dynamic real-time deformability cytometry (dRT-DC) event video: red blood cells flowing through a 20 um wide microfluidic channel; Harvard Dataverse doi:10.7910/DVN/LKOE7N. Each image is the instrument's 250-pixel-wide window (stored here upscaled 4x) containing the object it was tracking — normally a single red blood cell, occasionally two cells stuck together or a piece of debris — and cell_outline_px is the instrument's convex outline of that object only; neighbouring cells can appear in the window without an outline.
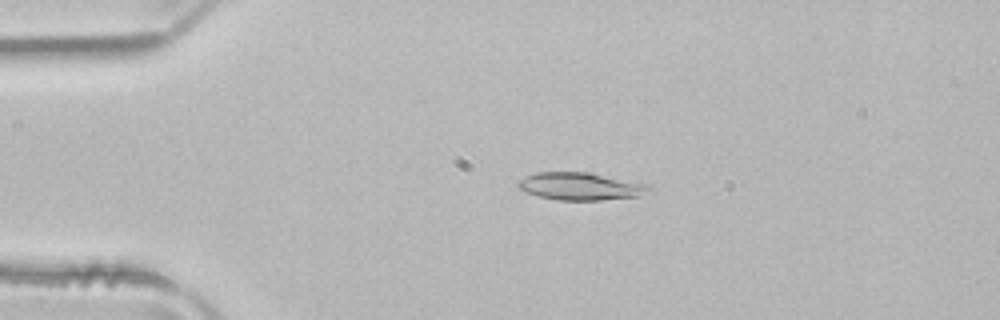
{"species": "common noctule bat (a hibernating species)", "species_latin": "Nyctalus noctula", "temperature_condition": "room temperature", "stored_images_in_passage": 50, "camera_frame_rate_fps": 3000, "um_per_image_px": 0.085, "animal": {"sex": "male", "body_mass_g": 21.5, "forearm_length_mm": 52.0}, "frame": {"image": 1, "passage_image": 10, "time_ms": 3.0, "image_size_px": [1000, 320], "cell_outline_px": [[652, 192], [640, 196], [600, 200], [560, 200], [540, 196], [516, 188], [516, 184], [524, 176], [536, 172], [584, 172], [648, 184], [652, 188]], "centroid_in_image_um": [49.35, 15.84], "position_along_channel_um": 35.7, "area_um2": 20.92}}
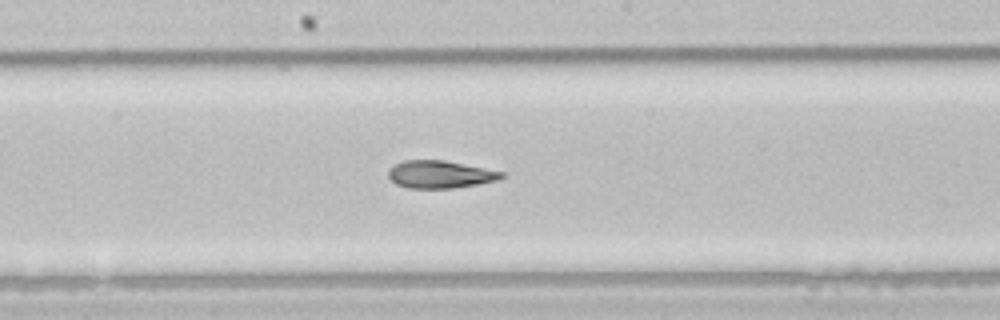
{"frame": {"image": 2, "passage_image": 26, "time_ms": 8.333, "image_size_px": [1000, 320], "cell_outline_px": [[504, 176], [496, 180], [476, 184], [452, 188], [408, 188], [396, 184], [388, 176], [388, 168], [404, 160], [444, 160], [504, 172]], "centroid_in_image_um": [37.36, 14.82], "position_along_channel_um": 210.8, "area_um2": 17.98}}
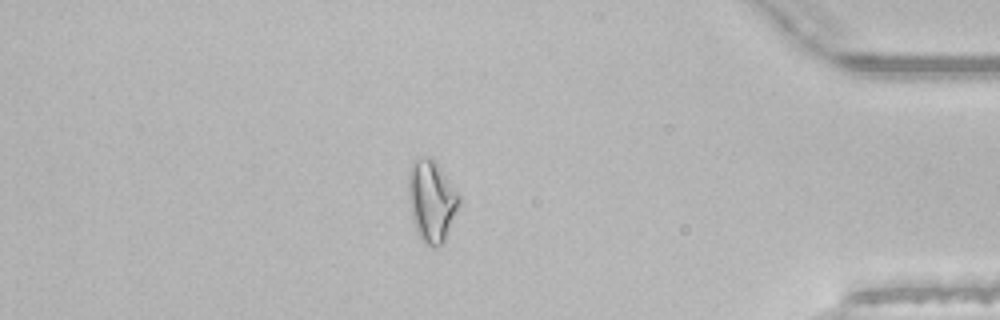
{"frame": {"image": 3, "passage_image": 43, "time_ms": 14.0, "image_size_px": [1000, 320], "cell_outline_px": [[460, 204], [444, 240], [440, 244], [432, 248], [424, 244], [420, 240], [416, 232], [412, 220], [408, 200], [408, 168], [412, 160], [428, 156], [432, 156], [460, 196]], "centroid_in_image_um": [36.64, 17.06], "position_along_channel_um": 398.6, "area_um2": 24.39}, "authors_computed_cell_mechanics": {"area_um2": 20.1722, "velocity_mm_per_s": 3.9789, "shape_relaxation_time_tau1_ms": 5.5734, "shape_relaxation_time_tau2_ms": 2.5815, "deformation_change_tau1": 0.1686, "deformation_change_tau2": 0.1113}}